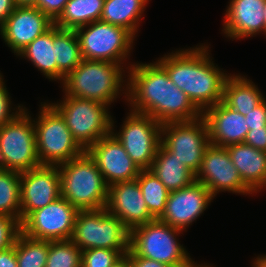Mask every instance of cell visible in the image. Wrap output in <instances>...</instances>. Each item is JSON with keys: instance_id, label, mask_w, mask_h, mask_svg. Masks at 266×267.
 <instances>
[{"instance_id": "6da1fadb", "label": "cell", "mask_w": 266, "mask_h": 267, "mask_svg": "<svg viewBox=\"0 0 266 267\" xmlns=\"http://www.w3.org/2000/svg\"><path fill=\"white\" fill-rule=\"evenodd\" d=\"M125 69L126 101L131 111L149 115L161 124L191 121L202 115L157 61L129 63Z\"/></svg>"}, {"instance_id": "7a4b0ae2", "label": "cell", "mask_w": 266, "mask_h": 267, "mask_svg": "<svg viewBox=\"0 0 266 267\" xmlns=\"http://www.w3.org/2000/svg\"><path fill=\"white\" fill-rule=\"evenodd\" d=\"M209 48L201 44L185 50L176 49L156 60L201 113L222 101L223 87L230 75L215 65Z\"/></svg>"}, {"instance_id": "3957f363", "label": "cell", "mask_w": 266, "mask_h": 267, "mask_svg": "<svg viewBox=\"0 0 266 267\" xmlns=\"http://www.w3.org/2000/svg\"><path fill=\"white\" fill-rule=\"evenodd\" d=\"M125 67L109 61L83 59L65 77L62 91L64 95L98 101L111 107L119 95L124 94L127 100V79L124 78L128 70Z\"/></svg>"}, {"instance_id": "277c9868", "label": "cell", "mask_w": 266, "mask_h": 267, "mask_svg": "<svg viewBox=\"0 0 266 267\" xmlns=\"http://www.w3.org/2000/svg\"><path fill=\"white\" fill-rule=\"evenodd\" d=\"M58 169L61 197L78 211L106 208L109 186L86 151Z\"/></svg>"}, {"instance_id": "5b68a950", "label": "cell", "mask_w": 266, "mask_h": 267, "mask_svg": "<svg viewBox=\"0 0 266 267\" xmlns=\"http://www.w3.org/2000/svg\"><path fill=\"white\" fill-rule=\"evenodd\" d=\"M182 230L173 228L159 219L137 226L130 231V250L136 255L146 257L171 267H199L185 246L180 244Z\"/></svg>"}, {"instance_id": "8992f818", "label": "cell", "mask_w": 266, "mask_h": 267, "mask_svg": "<svg viewBox=\"0 0 266 267\" xmlns=\"http://www.w3.org/2000/svg\"><path fill=\"white\" fill-rule=\"evenodd\" d=\"M50 103L63 117L74 140L86 151L112 131L109 106L101 102L64 95Z\"/></svg>"}, {"instance_id": "52a82bcc", "label": "cell", "mask_w": 266, "mask_h": 267, "mask_svg": "<svg viewBox=\"0 0 266 267\" xmlns=\"http://www.w3.org/2000/svg\"><path fill=\"white\" fill-rule=\"evenodd\" d=\"M40 104L33 122L41 165L59 166L80 156L84 150L74 140L61 114L48 101Z\"/></svg>"}, {"instance_id": "ba28073f", "label": "cell", "mask_w": 266, "mask_h": 267, "mask_svg": "<svg viewBox=\"0 0 266 267\" xmlns=\"http://www.w3.org/2000/svg\"><path fill=\"white\" fill-rule=\"evenodd\" d=\"M71 240L82 251L106 248L126 255L130 248V230L106 208L78 211Z\"/></svg>"}, {"instance_id": "9c48e42d", "label": "cell", "mask_w": 266, "mask_h": 267, "mask_svg": "<svg viewBox=\"0 0 266 267\" xmlns=\"http://www.w3.org/2000/svg\"><path fill=\"white\" fill-rule=\"evenodd\" d=\"M75 31L83 59L120 65H126V59H130L136 37L127 29L99 20Z\"/></svg>"}, {"instance_id": "30bf717a", "label": "cell", "mask_w": 266, "mask_h": 267, "mask_svg": "<svg viewBox=\"0 0 266 267\" xmlns=\"http://www.w3.org/2000/svg\"><path fill=\"white\" fill-rule=\"evenodd\" d=\"M25 107L13 120L0 128V168L26 172L41 165L34 122Z\"/></svg>"}, {"instance_id": "8fae6325", "label": "cell", "mask_w": 266, "mask_h": 267, "mask_svg": "<svg viewBox=\"0 0 266 267\" xmlns=\"http://www.w3.org/2000/svg\"><path fill=\"white\" fill-rule=\"evenodd\" d=\"M129 111L119 132L112 118L111 133L141 170L150 169L161 144L162 124L149 115Z\"/></svg>"}, {"instance_id": "7c38bea8", "label": "cell", "mask_w": 266, "mask_h": 267, "mask_svg": "<svg viewBox=\"0 0 266 267\" xmlns=\"http://www.w3.org/2000/svg\"><path fill=\"white\" fill-rule=\"evenodd\" d=\"M161 144L196 174L210 144L205 118L162 124Z\"/></svg>"}, {"instance_id": "4fadbf2b", "label": "cell", "mask_w": 266, "mask_h": 267, "mask_svg": "<svg viewBox=\"0 0 266 267\" xmlns=\"http://www.w3.org/2000/svg\"><path fill=\"white\" fill-rule=\"evenodd\" d=\"M78 210L66 199L57 200L31 212L21 222V232L45 241L71 239Z\"/></svg>"}, {"instance_id": "5bb4252c", "label": "cell", "mask_w": 266, "mask_h": 267, "mask_svg": "<svg viewBox=\"0 0 266 267\" xmlns=\"http://www.w3.org/2000/svg\"><path fill=\"white\" fill-rule=\"evenodd\" d=\"M196 181L204 184L216 197L219 192H230L241 195L254 193L242 182L238 170L232 163L226 147L209 144L202 160Z\"/></svg>"}, {"instance_id": "9a60e30c", "label": "cell", "mask_w": 266, "mask_h": 267, "mask_svg": "<svg viewBox=\"0 0 266 267\" xmlns=\"http://www.w3.org/2000/svg\"><path fill=\"white\" fill-rule=\"evenodd\" d=\"M20 222L61 197L58 166L40 165L20 173Z\"/></svg>"}, {"instance_id": "2e32d148", "label": "cell", "mask_w": 266, "mask_h": 267, "mask_svg": "<svg viewBox=\"0 0 266 267\" xmlns=\"http://www.w3.org/2000/svg\"><path fill=\"white\" fill-rule=\"evenodd\" d=\"M214 198L204 184L194 181L187 187L169 193L165 211L159 220L185 232Z\"/></svg>"}, {"instance_id": "e0dca14e", "label": "cell", "mask_w": 266, "mask_h": 267, "mask_svg": "<svg viewBox=\"0 0 266 267\" xmlns=\"http://www.w3.org/2000/svg\"><path fill=\"white\" fill-rule=\"evenodd\" d=\"M86 152L95 161L108 186L136 180L141 171L112 133L99 139Z\"/></svg>"}, {"instance_id": "ac0fdd59", "label": "cell", "mask_w": 266, "mask_h": 267, "mask_svg": "<svg viewBox=\"0 0 266 267\" xmlns=\"http://www.w3.org/2000/svg\"><path fill=\"white\" fill-rule=\"evenodd\" d=\"M53 25L54 22L38 8L16 6L0 27V35L12 53L17 56Z\"/></svg>"}, {"instance_id": "d6986e66", "label": "cell", "mask_w": 266, "mask_h": 267, "mask_svg": "<svg viewBox=\"0 0 266 267\" xmlns=\"http://www.w3.org/2000/svg\"><path fill=\"white\" fill-rule=\"evenodd\" d=\"M106 209L121 220L130 231L154 220L137 180L118 182L109 186Z\"/></svg>"}, {"instance_id": "ffe728a7", "label": "cell", "mask_w": 266, "mask_h": 267, "mask_svg": "<svg viewBox=\"0 0 266 267\" xmlns=\"http://www.w3.org/2000/svg\"><path fill=\"white\" fill-rule=\"evenodd\" d=\"M223 30L226 38L233 40L254 37L259 33L266 35L264 17L265 0H229Z\"/></svg>"}, {"instance_id": "44dd1931", "label": "cell", "mask_w": 266, "mask_h": 267, "mask_svg": "<svg viewBox=\"0 0 266 267\" xmlns=\"http://www.w3.org/2000/svg\"><path fill=\"white\" fill-rule=\"evenodd\" d=\"M202 116L209 130L211 144L227 147L244 143L249 131L245 116L229 108L222 101L206 109Z\"/></svg>"}, {"instance_id": "7402d4cb", "label": "cell", "mask_w": 266, "mask_h": 267, "mask_svg": "<svg viewBox=\"0 0 266 267\" xmlns=\"http://www.w3.org/2000/svg\"><path fill=\"white\" fill-rule=\"evenodd\" d=\"M226 149L242 182L255 194L263 190L266 181V152L245 143L233 144Z\"/></svg>"}, {"instance_id": "603a6c76", "label": "cell", "mask_w": 266, "mask_h": 267, "mask_svg": "<svg viewBox=\"0 0 266 267\" xmlns=\"http://www.w3.org/2000/svg\"><path fill=\"white\" fill-rule=\"evenodd\" d=\"M245 76L230 73L223 87L222 99L226 106L243 116L266 99L258 86Z\"/></svg>"}, {"instance_id": "cb8c5ba5", "label": "cell", "mask_w": 266, "mask_h": 267, "mask_svg": "<svg viewBox=\"0 0 266 267\" xmlns=\"http://www.w3.org/2000/svg\"><path fill=\"white\" fill-rule=\"evenodd\" d=\"M150 170L169 192L187 187L196 181V174L162 144L159 145Z\"/></svg>"}, {"instance_id": "d4e9b609", "label": "cell", "mask_w": 266, "mask_h": 267, "mask_svg": "<svg viewBox=\"0 0 266 267\" xmlns=\"http://www.w3.org/2000/svg\"><path fill=\"white\" fill-rule=\"evenodd\" d=\"M149 0H105L100 21L121 26L135 37Z\"/></svg>"}, {"instance_id": "484cf974", "label": "cell", "mask_w": 266, "mask_h": 267, "mask_svg": "<svg viewBox=\"0 0 266 267\" xmlns=\"http://www.w3.org/2000/svg\"><path fill=\"white\" fill-rule=\"evenodd\" d=\"M53 47L56 53L58 81L61 84L83 60L77 32L53 25Z\"/></svg>"}, {"instance_id": "4316f807", "label": "cell", "mask_w": 266, "mask_h": 267, "mask_svg": "<svg viewBox=\"0 0 266 267\" xmlns=\"http://www.w3.org/2000/svg\"><path fill=\"white\" fill-rule=\"evenodd\" d=\"M17 56L31 61L33 66L41 71L48 80H58L56 53L53 47V26L37 37Z\"/></svg>"}, {"instance_id": "83f0119b", "label": "cell", "mask_w": 266, "mask_h": 267, "mask_svg": "<svg viewBox=\"0 0 266 267\" xmlns=\"http://www.w3.org/2000/svg\"><path fill=\"white\" fill-rule=\"evenodd\" d=\"M104 2L105 0H69L54 25L62 29L76 30L99 21Z\"/></svg>"}, {"instance_id": "f1b7e54d", "label": "cell", "mask_w": 266, "mask_h": 267, "mask_svg": "<svg viewBox=\"0 0 266 267\" xmlns=\"http://www.w3.org/2000/svg\"><path fill=\"white\" fill-rule=\"evenodd\" d=\"M148 211L159 219L165 211L169 191L150 169L141 170L136 178Z\"/></svg>"}, {"instance_id": "f546056e", "label": "cell", "mask_w": 266, "mask_h": 267, "mask_svg": "<svg viewBox=\"0 0 266 267\" xmlns=\"http://www.w3.org/2000/svg\"><path fill=\"white\" fill-rule=\"evenodd\" d=\"M20 173L0 168V215L20 221Z\"/></svg>"}, {"instance_id": "4dcf8cb0", "label": "cell", "mask_w": 266, "mask_h": 267, "mask_svg": "<svg viewBox=\"0 0 266 267\" xmlns=\"http://www.w3.org/2000/svg\"><path fill=\"white\" fill-rule=\"evenodd\" d=\"M49 241L35 239L20 232L15 241L18 267H45Z\"/></svg>"}, {"instance_id": "1f68e13d", "label": "cell", "mask_w": 266, "mask_h": 267, "mask_svg": "<svg viewBox=\"0 0 266 267\" xmlns=\"http://www.w3.org/2000/svg\"><path fill=\"white\" fill-rule=\"evenodd\" d=\"M45 267H82V250L71 239L49 241Z\"/></svg>"}, {"instance_id": "d6a6232c", "label": "cell", "mask_w": 266, "mask_h": 267, "mask_svg": "<svg viewBox=\"0 0 266 267\" xmlns=\"http://www.w3.org/2000/svg\"><path fill=\"white\" fill-rule=\"evenodd\" d=\"M124 255L113 249L91 248L82 251V267H112Z\"/></svg>"}, {"instance_id": "836d02e7", "label": "cell", "mask_w": 266, "mask_h": 267, "mask_svg": "<svg viewBox=\"0 0 266 267\" xmlns=\"http://www.w3.org/2000/svg\"><path fill=\"white\" fill-rule=\"evenodd\" d=\"M21 232V222L7 215H0V251L15 244Z\"/></svg>"}, {"instance_id": "e575fe53", "label": "cell", "mask_w": 266, "mask_h": 267, "mask_svg": "<svg viewBox=\"0 0 266 267\" xmlns=\"http://www.w3.org/2000/svg\"><path fill=\"white\" fill-rule=\"evenodd\" d=\"M6 88L2 73H0V128L13 120L21 111L25 109L24 105L18 104L12 107V99ZM14 111V112H13Z\"/></svg>"}, {"instance_id": "d590c367", "label": "cell", "mask_w": 266, "mask_h": 267, "mask_svg": "<svg viewBox=\"0 0 266 267\" xmlns=\"http://www.w3.org/2000/svg\"><path fill=\"white\" fill-rule=\"evenodd\" d=\"M68 1L69 0H37L35 7L54 22L63 12Z\"/></svg>"}, {"instance_id": "8d00e7d4", "label": "cell", "mask_w": 266, "mask_h": 267, "mask_svg": "<svg viewBox=\"0 0 266 267\" xmlns=\"http://www.w3.org/2000/svg\"><path fill=\"white\" fill-rule=\"evenodd\" d=\"M249 130L266 126V99L245 115Z\"/></svg>"}, {"instance_id": "74e56055", "label": "cell", "mask_w": 266, "mask_h": 267, "mask_svg": "<svg viewBox=\"0 0 266 267\" xmlns=\"http://www.w3.org/2000/svg\"><path fill=\"white\" fill-rule=\"evenodd\" d=\"M244 143L266 152V126L249 130Z\"/></svg>"}, {"instance_id": "f35d334b", "label": "cell", "mask_w": 266, "mask_h": 267, "mask_svg": "<svg viewBox=\"0 0 266 267\" xmlns=\"http://www.w3.org/2000/svg\"><path fill=\"white\" fill-rule=\"evenodd\" d=\"M126 255L129 257L132 267H171L170 265L162 262L146 257L136 256L130 249Z\"/></svg>"}, {"instance_id": "ab89813d", "label": "cell", "mask_w": 266, "mask_h": 267, "mask_svg": "<svg viewBox=\"0 0 266 267\" xmlns=\"http://www.w3.org/2000/svg\"><path fill=\"white\" fill-rule=\"evenodd\" d=\"M0 267H18L15 254V244L0 251Z\"/></svg>"}, {"instance_id": "60d3db41", "label": "cell", "mask_w": 266, "mask_h": 267, "mask_svg": "<svg viewBox=\"0 0 266 267\" xmlns=\"http://www.w3.org/2000/svg\"><path fill=\"white\" fill-rule=\"evenodd\" d=\"M15 8L14 0H0V27L5 23Z\"/></svg>"}, {"instance_id": "b9f144b4", "label": "cell", "mask_w": 266, "mask_h": 267, "mask_svg": "<svg viewBox=\"0 0 266 267\" xmlns=\"http://www.w3.org/2000/svg\"><path fill=\"white\" fill-rule=\"evenodd\" d=\"M255 258L252 261L251 267H266V254L258 255Z\"/></svg>"}, {"instance_id": "7bdbcfd3", "label": "cell", "mask_w": 266, "mask_h": 267, "mask_svg": "<svg viewBox=\"0 0 266 267\" xmlns=\"http://www.w3.org/2000/svg\"><path fill=\"white\" fill-rule=\"evenodd\" d=\"M112 267H132L130 259L127 255H124L118 262Z\"/></svg>"}, {"instance_id": "ee69618b", "label": "cell", "mask_w": 266, "mask_h": 267, "mask_svg": "<svg viewBox=\"0 0 266 267\" xmlns=\"http://www.w3.org/2000/svg\"><path fill=\"white\" fill-rule=\"evenodd\" d=\"M16 6L35 7L37 0H14Z\"/></svg>"}, {"instance_id": "f6af8a7d", "label": "cell", "mask_w": 266, "mask_h": 267, "mask_svg": "<svg viewBox=\"0 0 266 267\" xmlns=\"http://www.w3.org/2000/svg\"><path fill=\"white\" fill-rule=\"evenodd\" d=\"M264 17H265V24H266V0H265V3H264Z\"/></svg>"}, {"instance_id": "bcb514c9", "label": "cell", "mask_w": 266, "mask_h": 267, "mask_svg": "<svg viewBox=\"0 0 266 267\" xmlns=\"http://www.w3.org/2000/svg\"><path fill=\"white\" fill-rule=\"evenodd\" d=\"M207 264L208 263L205 264V262L203 264L201 263V265L199 267H212L210 264H208V265Z\"/></svg>"}]
</instances>
